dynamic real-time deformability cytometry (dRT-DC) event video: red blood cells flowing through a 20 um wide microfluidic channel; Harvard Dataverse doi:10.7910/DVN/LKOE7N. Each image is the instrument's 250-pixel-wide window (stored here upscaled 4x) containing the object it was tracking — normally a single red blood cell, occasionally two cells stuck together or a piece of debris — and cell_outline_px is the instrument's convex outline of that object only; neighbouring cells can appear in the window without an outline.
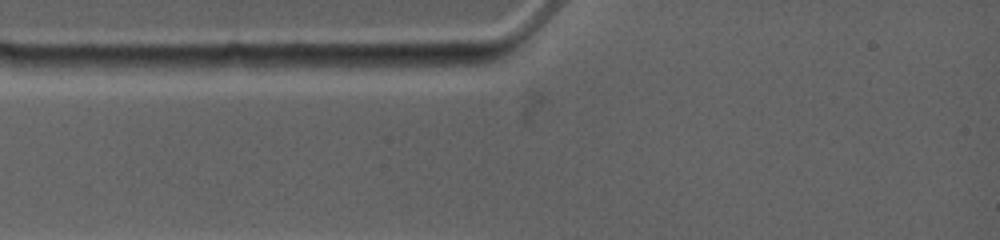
{"species": "common noctule bat (a hibernating species)", "species_latin": "Nyctalus noctula", "temperature_condition": "warm", "stored_images_in_passage": 2, "camera_frame_rate_fps": 4500, "um_per_image_px": 0.085, "animal": {"sex": "female", "body_mass_g": 19.0, "forearm_length_mm": 53.3}, "frame": {"image": 1, "passage_image": 1, "time_ms": 0.0, "image_size_px": [1000, 240], "cell_outline_px": [[492, 60], [484, 64], [448, 72], [340, 72], [320, 64], [332, 56], [416, 56]], "centroid_in_image_um": [33.94, 5.43], "position_along_channel_um": 51.1, "area_um2": 16.24}}